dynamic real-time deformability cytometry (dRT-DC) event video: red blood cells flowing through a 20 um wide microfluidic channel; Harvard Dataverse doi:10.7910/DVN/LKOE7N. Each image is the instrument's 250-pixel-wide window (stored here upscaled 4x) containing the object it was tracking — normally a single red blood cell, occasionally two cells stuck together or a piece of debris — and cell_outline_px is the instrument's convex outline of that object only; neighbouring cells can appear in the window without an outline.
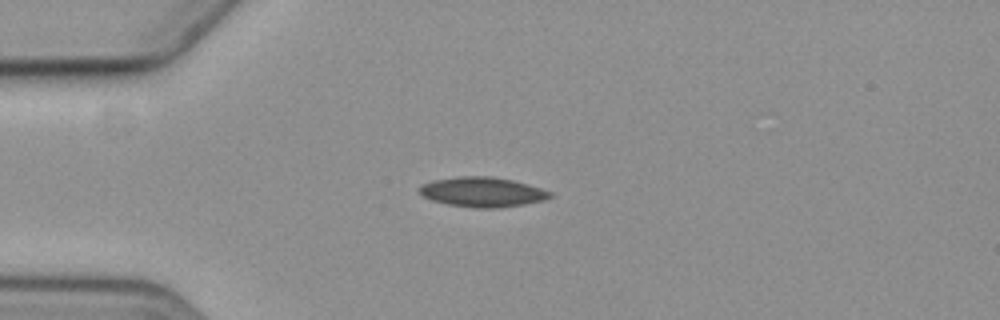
{"species": "common noctule bat (a hibernating species)", "species_latin": "Nyctalus noctula", "temperature_condition": "cold", "stored_images_in_passage": 14, "camera_frame_rate_fps": 3000, "um_per_image_px": 0.085, "animal": {"sex": "female", "body_mass_g": 19.3, "forearm_length_mm": 54.1}, "frame": {"image": 1, "passage_image": 3, "time_ms": 3.667, "image_size_px": [1000, 320], "cell_outline_px": [[556, 196], [544, 200], [524, 204], [496, 208], [476, 208], [448, 204], [432, 200], [424, 196], [420, 192], [420, 184], [432, 180], [460, 176], [492, 176], [512, 180], [528, 184], [552, 192]], "centroid_in_image_um": [41.03, 16.31], "position_along_channel_um": 44.0, "area_um2": 22.72}}
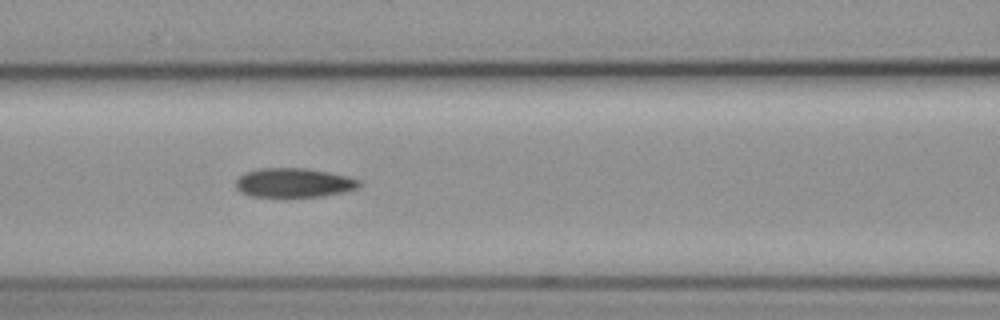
{"frame": {"image": 2, "passage_image": 6, "time_ms": 7.0, "image_size_px": [1000, 320], "cell_outline_px": [[360, 184], [356, 188], [344, 192], [324, 196], [280, 200], [252, 196], [240, 192], [236, 188], [236, 180], [244, 172], [256, 168], [308, 168], [348, 176], [360, 180]], "centroid_in_image_um": [24.92, 15.58], "position_along_channel_um": 141.7, "area_um2": 22.02}}
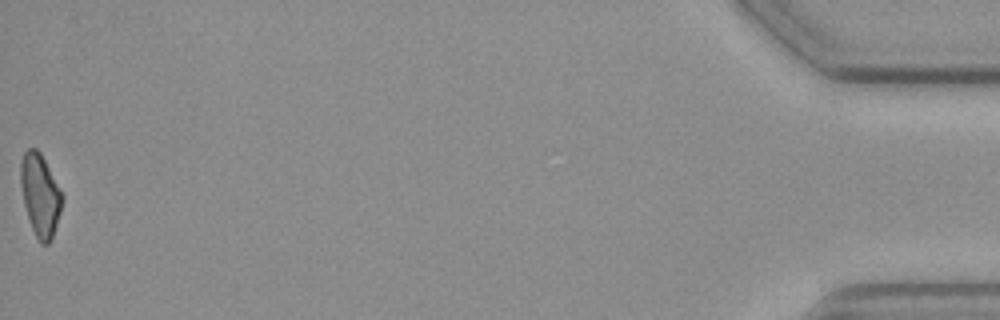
{"frame": {"image": 3, "passage_image": 14, "time_ms": 18.0, "image_size_px": [1000, 320], "cell_outline_px": [[64, 196], [60, 212], [52, 240], [48, 244], [40, 244], [32, 228], [24, 204], [20, 184], [20, 160], [24, 152], [28, 148], [36, 148], [40, 152]], "centroid_in_image_um": [3.41, 16.57], "position_along_channel_um": 431.8, "area_um2": 19.88}, "authors_computed_cell_mechanics": {"area_um2": 20.8947, "velocity_mm_per_s": 3.6159, "shape_relaxation_time_tau1_ms": 7.0416, "shape_relaxation_time_tau2_ms": null, "deformation_change_tau1": 0.1181, "deformation_change_tau2": null}}